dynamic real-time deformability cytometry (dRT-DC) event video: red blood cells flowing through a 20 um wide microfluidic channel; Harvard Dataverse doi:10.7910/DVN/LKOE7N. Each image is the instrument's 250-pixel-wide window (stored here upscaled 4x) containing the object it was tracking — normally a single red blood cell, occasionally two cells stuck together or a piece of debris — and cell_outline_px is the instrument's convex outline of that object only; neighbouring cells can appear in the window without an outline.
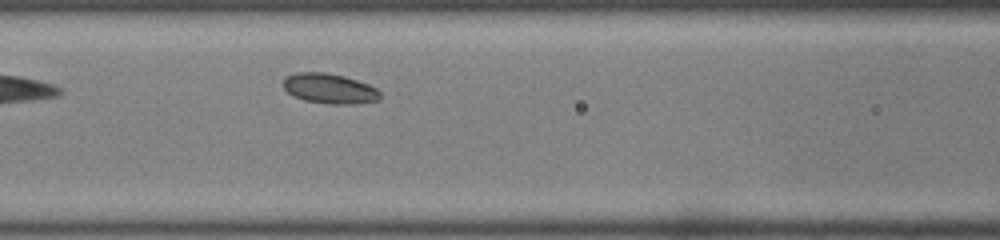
{"species": "common noctule bat (a hibernating species)", "species_latin": "Nyctalus noctula", "temperature_condition": "room temperature", "stored_images_in_passage": 36, "camera_frame_rate_fps": 3000, "um_per_image_px": 0.085, "animal": {"sex": "male", "body_mass_g": 19.0, "forearm_length_mm": 50.8}, "frame": {"image": 1, "passage_image": 11, "time_ms": 3.333, "image_size_px": [1000, 240], "cell_outline_px": [[380, 100], [356, 104], [332, 104], [304, 100], [292, 96], [284, 88], [284, 76], [296, 72], [324, 72], [344, 76], [368, 84], [376, 88], [380, 92]], "centroid_in_image_um": [28.0, 7.53], "position_along_channel_um": 138.6, "area_um2": 17.05}, "authors_computed_cell_mechanics": {"area_um2": 18.6694, "velocity_mm_per_s": 4.0156, "shape_relaxation_time_tau1_ms": null, "shape_relaxation_time_tau2_ms": 3.2887, "deformation_change_tau1": null, "deformation_change_tau2": 0.1065}}